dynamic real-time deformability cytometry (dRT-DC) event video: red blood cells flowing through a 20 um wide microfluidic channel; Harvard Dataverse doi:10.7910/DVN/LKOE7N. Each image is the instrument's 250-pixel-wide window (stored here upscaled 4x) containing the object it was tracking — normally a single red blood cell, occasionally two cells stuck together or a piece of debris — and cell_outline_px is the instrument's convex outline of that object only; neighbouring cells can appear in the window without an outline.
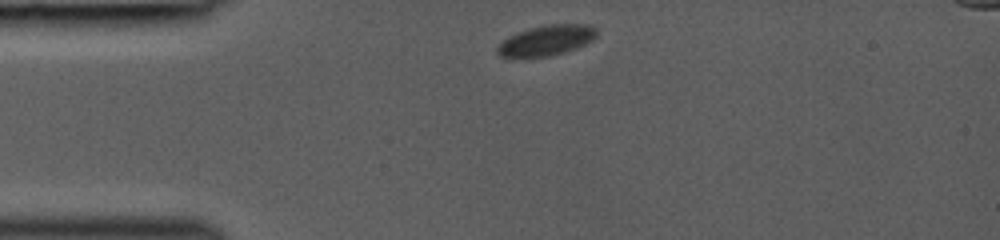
{"species": "common noctule bat (a hibernating species)", "species_latin": "Nyctalus noctula", "temperature_condition": "room temperature", "stored_images_in_passage": 34, "camera_frame_rate_fps": 3000, "um_per_image_px": 0.085, "animal": {"sex": "female", "body_mass_g": 19.0, "forearm_length_mm": 53.3}, "frame": {"image": 1, "passage_image": 1, "time_ms": 0.0, "image_size_px": [1000, 240], "cell_outline_px": [[596, 36], [592, 40], [576, 48], [564, 52], [548, 56], [512, 60], [500, 56], [496, 52], [496, 48], [508, 36], [516, 32], [528, 28], [544, 24], [588, 24], [596, 28]], "centroid_in_image_um": [46.36, 3.46], "position_along_channel_um": 38.6, "area_um2": 18.09}}
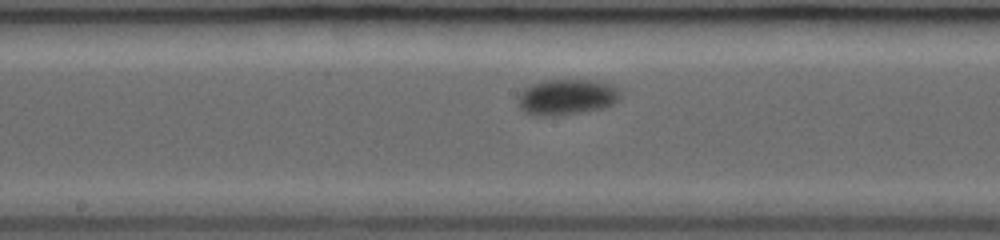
{"frame": {"image": 2, "passage_image": 15, "time_ms": 4.667, "image_size_px": [1000, 240], "cell_outline_px": [[620, 96], [612, 104], [604, 108], [580, 112], [552, 116], [536, 116], [524, 112], [520, 108], [520, 92], [532, 84], [544, 80], [596, 80], [612, 84], [620, 92]], "centroid_in_image_um": [48.18, 8.24], "position_along_channel_um": 200.0, "area_um2": 21.15}}
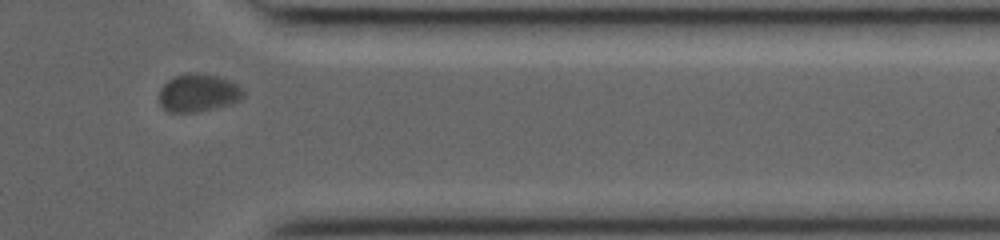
{"frame": {"image": 3, "passage_image": 29, "time_ms": 9.333, "image_size_px": [1000, 240], "cell_outline_px": [[244, 96], [240, 100], [232, 104], [200, 112], [168, 112], [160, 104], [160, 88], [172, 76], [184, 72], [188, 72], [216, 76], [228, 80], [236, 84], [244, 92]], "centroid_in_image_um": [16.83, 7.9], "position_along_channel_um": 394.6, "area_um2": 18.67}}